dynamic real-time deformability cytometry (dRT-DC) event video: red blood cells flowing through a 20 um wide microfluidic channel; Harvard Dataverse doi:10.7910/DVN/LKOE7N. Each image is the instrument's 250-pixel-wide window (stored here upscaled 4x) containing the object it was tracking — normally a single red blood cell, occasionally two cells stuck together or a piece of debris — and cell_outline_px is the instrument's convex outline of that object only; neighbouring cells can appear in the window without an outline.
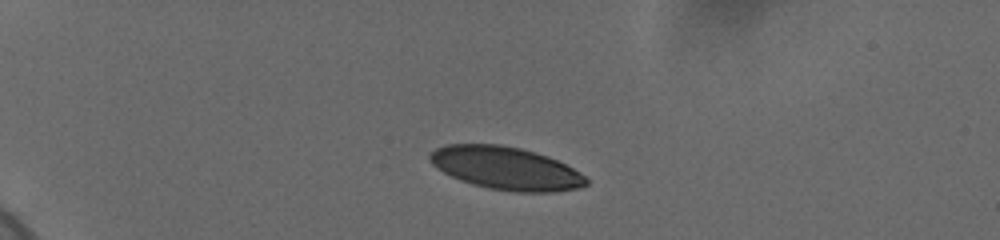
{"species": "human", "species_latin": "Homo sapiens", "temperature_condition": "cold", "stored_images_in_passage": 19, "camera_frame_rate_fps": 3000, "um_per_image_px": 0.085, "donor": {"sex": "female"}, "frame": {"image": 1, "passage_image": 4, "time_ms": 2.0, "image_size_px": [1000, 240], "cell_outline_px": [[588, 184], [580, 188], [556, 192], [512, 192], [488, 188], [472, 184], [460, 180], [436, 168], [432, 164], [428, 156], [436, 148], [444, 144], [500, 144], [520, 148], [536, 152], [548, 156], [572, 168], [584, 176], [588, 180]], "centroid_in_image_um": [43.0, 14.3], "position_along_channel_um": 42.0, "area_um2": 39.13}}
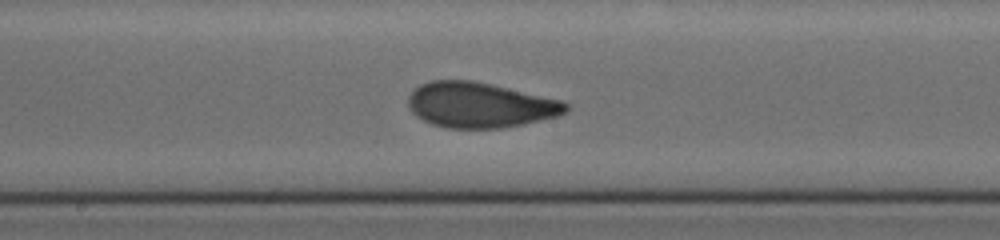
{"frame": {"image": 2, "passage_image": 13, "time_ms": 8.333, "image_size_px": [1000, 240], "cell_outline_px": [[568, 108], [564, 112], [556, 116], [524, 124], [504, 128], [444, 128], [432, 124], [416, 116], [408, 108], [408, 96], [420, 84], [432, 80], [472, 80], [560, 100], [568, 104]], "centroid_in_image_um": [40.74, 8.93], "position_along_channel_um": 207.5, "area_um2": 41.33}}
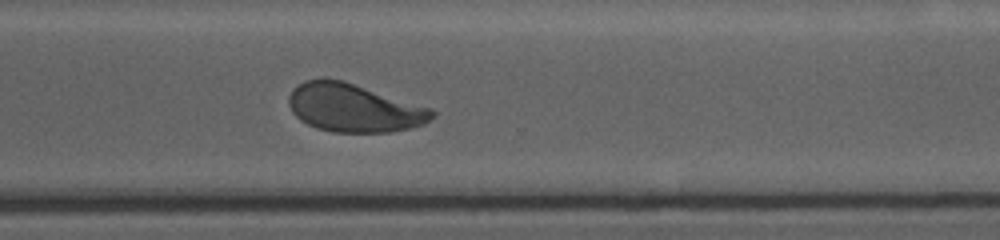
{"frame": {"image": 3, "passage_image": 19, "time_ms": 12.0, "image_size_px": [1000, 240], "cell_outline_px": [[436, 116], [424, 124], [392, 132], [332, 132], [316, 128], [300, 120], [292, 112], [288, 104], [288, 96], [292, 88], [304, 80], [344, 80], [432, 108], [436, 112]], "centroid_in_image_um": [30.09, 9.18], "position_along_channel_um": 340.5, "area_um2": 40.4}}